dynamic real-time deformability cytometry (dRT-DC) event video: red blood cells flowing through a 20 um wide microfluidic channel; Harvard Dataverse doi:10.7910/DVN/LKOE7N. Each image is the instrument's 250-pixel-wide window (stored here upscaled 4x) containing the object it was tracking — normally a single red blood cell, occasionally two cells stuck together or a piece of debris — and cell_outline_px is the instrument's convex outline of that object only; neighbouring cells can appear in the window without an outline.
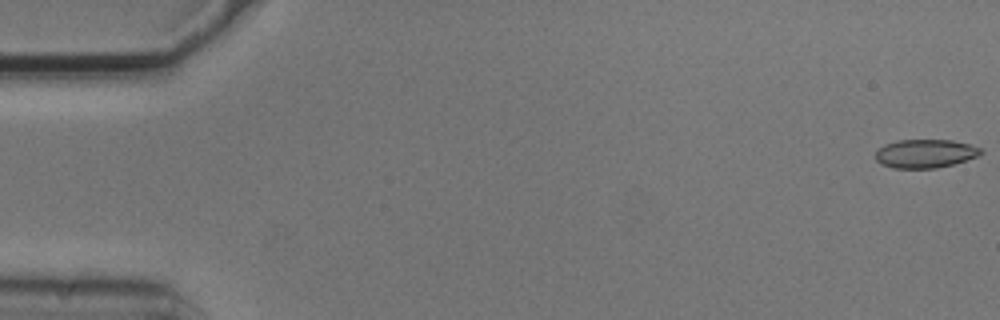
{"species": "common noctule bat (a hibernating species)", "species_latin": "Nyctalus noctula", "temperature_condition": "cold", "stored_images_in_passage": 4, "segment_of_instrument_passage": [2, 2], "camera_frame_rate_fps": 3000, "um_per_image_px": 0.085, "animal": {"sex": "male", "body_mass_g": 20.5, "forearm_length_mm": 52.5}, "frame": {"image": 1, "passage_image": 4, "time_ms": 1.0, "image_size_px": [1000, 320], "cell_outline_px": [[984, 152], [976, 156], [952, 164], [936, 168], [892, 168], [876, 160], [876, 152], [884, 144], [896, 140], [952, 140], [968, 144], [980, 148]], "centroid_in_image_um": [78.62, 13.04], "position_along_channel_um": 6.4, "area_um2": 17.28}}